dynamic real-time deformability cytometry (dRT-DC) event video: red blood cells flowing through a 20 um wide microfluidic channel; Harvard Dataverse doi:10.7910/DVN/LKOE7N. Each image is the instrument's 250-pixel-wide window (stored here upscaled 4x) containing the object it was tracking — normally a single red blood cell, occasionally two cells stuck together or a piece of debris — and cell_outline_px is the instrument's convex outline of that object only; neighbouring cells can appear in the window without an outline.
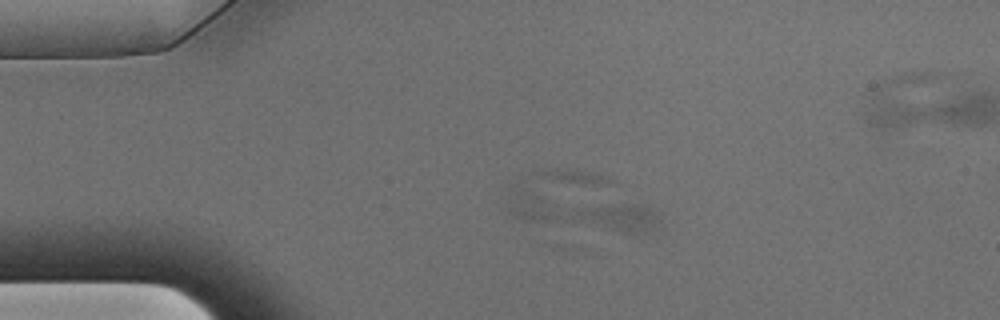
{"species": "Egyptian fruit bat (a non-hibernating species)", "species_latin": "Rousettus aegyptiacus", "temperature_condition": "warm", "stored_images_in_passage": 8, "segment_of_instrument_passage": [2, 2], "camera_frame_rate_fps": 3000, "um_per_image_px": 0.085, "animal": {"sex": "male"}, "frame": {"image": 1, "passage_image": 6, "time_ms": 1.667, "image_size_px": [1000, 320], "cell_outline_px": [[660, 220], [656, 228], [640, 236], [564, 220], [560, 216], [572, 208], [616, 204], [652, 204]], "centroid_in_image_um": [52.42, 18.49], "position_along_channel_um": 32.6, "area_um2": 15.61}}